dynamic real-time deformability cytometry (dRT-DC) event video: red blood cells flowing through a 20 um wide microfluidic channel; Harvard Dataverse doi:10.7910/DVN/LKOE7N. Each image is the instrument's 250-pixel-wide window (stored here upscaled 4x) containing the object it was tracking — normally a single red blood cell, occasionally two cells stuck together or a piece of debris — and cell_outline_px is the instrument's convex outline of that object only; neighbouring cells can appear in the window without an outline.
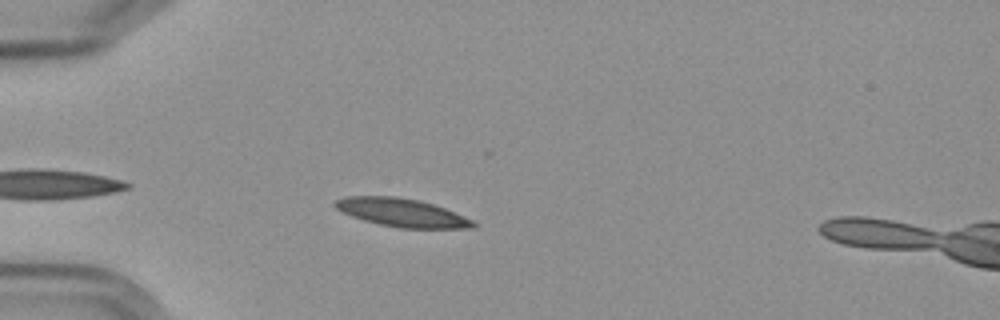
{"species": "Egyptian fruit bat (a non-hibernating species)", "species_latin": "Rousettus aegyptiacus", "temperature_condition": "cold", "stored_images_in_passage": 5, "camera_frame_rate_fps": 3000, "um_per_image_px": 0.085, "frame": {"image": 1, "passage_image": 4, "time_ms": 3.667, "image_size_px": [1000, 320], "cell_outline_px": [[476, 224], [472, 228], [400, 228], [380, 224], [364, 220], [352, 216], [336, 208], [332, 204], [336, 200], [348, 196], [396, 196], [416, 200], [432, 204], [444, 208], [472, 220]], "centroid_in_image_um": [34.12, 18.07], "position_along_channel_um": 50.9, "area_um2": 22.31}}